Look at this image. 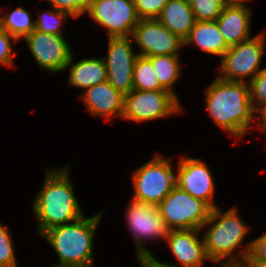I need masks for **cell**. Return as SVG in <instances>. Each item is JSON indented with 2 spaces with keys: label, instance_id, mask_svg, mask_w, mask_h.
Returning a JSON list of instances; mask_svg holds the SVG:
<instances>
[{
  "label": "cell",
  "instance_id": "cell-18",
  "mask_svg": "<svg viewBox=\"0 0 266 267\" xmlns=\"http://www.w3.org/2000/svg\"><path fill=\"white\" fill-rule=\"evenodd\" d=\"M73 52L65 70L70 69L68 84L84 91L107 81V70L103 58H83L73 63Z\"/></svg>",
  "mask_w": 266,
  "mask_h": 267
},
{
  "label": "cell",
  "instance_id": "cell-33",
  "mask_svg": "<svg viewBox=\"0 0 266 267\" xmlns=\"http://www.w3.org/2000/svg\"><path fill=\"white\" fill-rule=\"evenodd\" d=\"M260 114V120L258 125V129H260L263 132H266V108L259 112Z\"/></svg>",
  "mask_w": 266,
  "mask_h": 267
},
{
  "label": "cell",
  "instance_id": "cell-37",
  "mask_svg": "<svg viewBox=\"0 0 266 267\" xmlns=\"http://www.w3.org/2000/svg\"><path fill=\"white\" fill-rule=\"evenodd\" d=\"M244 262L249 266V267H266V263H257L251 261L248 257L244 260Z\"/></svg>",
  "mask_w": 266,
  "mask_h": 267
},
{
  "label": "cell",
  "instance_id": "cell-30",
  "mask_svg": "<svg viewBox=\"0 0 266 267\" xmlns=\"http://www.w3.org/2000/svg\"><path fill=\"white\" fill-rule=\"evenodd\" d=\"M13 41L17 42L18 40L0 26V65L8 67L14 64Z\"/></svg>",
  "mask_w": 266,
  "mask_h": 267
},
{
  "label": "cell",
  "instance_id": "cell-16",
  "mask_svg": "<svg viewBox=\"0 0 266 267\" xmlns=\"http://www.w3.org/2000/svg\"><path fill=\"white\" fill-rule=\"evenodd\" d=\"M80 97L93 116H102L110 120L115 117L122 118L124 95L115 90L108 81L86 89Z\"/></svg>",
  "mask_w": 266,
  "mask_h": 267
},
{
  "label": "cell",
  "instance_id": "cell-27",
  "mask_svg": "<svg viewBox=\"0 0 266 267\" xmlns=\"http://www.w3.org/2000/svg\"><path fill=\"white\" fill-rule=\"evenodd\" d=\"M11 232L0 223V267H17Z\"/></svg>",
  "mask_w": 266,
  "mask_h": 267
},
{
  "label": "cell",
  "instance_id": "cell-17",
  "mask_svg": "<svg viewBox=\"0 0 266 267\" xmlns=\"http://www.w3.org/2000/svg\"><path fill=\"white\" fill-rule=\"evenodd\" d=\"M250 18L252 17L248 6H224L216 22L229 47L252 38Z\"/></svg>",
  "mask_w": 266,
  "mask_h": 267
},
{
  "label": "cell",
  "instance_id": "cell-35",
  "mask_svg": "<svg viewBox=\"0 0 266 267\" xmlns=\"http://www.w3.org/2000/svg\"><path fill=\"white\" fill-rule=\"evenodd\" d=\"M246 1L248 0H223L224 5L227 6H246V4H244Z\"/></svg>",
  "mask_w": 266,
  "mask_h": 267
},
{
  "label": "cell",
  "instance_id": "cell-4",
  "mask_svg": "<svg viewBox=\"0 0 266 267\" xmlns=\"http://www.w3.org/2000/svg\"><path fill=\"white\" fill-rule=\"evenodd\" d=\"M207 225L209 229L204 234L203 240L209 261L241 262V255H236L234 251L243 243L249 232V226L242 221L237 209L233 207L222 213L218 207L213 208L201 230Z\"/></svg>",
  "mask_w": 266,
  "mask_h": 267
},
{
  "label": "cell",
  "instance_id": "cell-2",
  "mask_svg": "<svg viewBox=\"0 0 266 267\" xmlns=\"http://www.w3.org/2000/svg\"><path fill=\"white\" fill-rule=\"evenodd\" d=\"M46 171L45 182L32 205L40 235L52 227L73 222L84 216L73 191L69 166Z\"/></svg>",
  "mask_w": 266,
  "mask_h": 267
},
{
  "label": "cell",
  "instance_id": "cell-39",
  "mask_svg": "<svg viewBox=\"0 0 266 267\" xmlns=\"http://www.w3.org/2000/svg\"><path fill=\"white\" fill-rule=\"evenodd\" d=\"M137 259L140 263V267H144V256L138 257Z\"/></svg>",
  "mask_w": 266,
  "mask_h": 267
},
{
  "label": "cell",
  "instance_id": "cell-3",
  "mask_svg": "<svg viewBox=\"0 0 266 267\" xmlns=\"http://www.w3.org/2000/svg\"><path fill=\"white\" fill-rule=\"evenodd\" d=\"M102 214L99 212L89 218L82 216L72 223L52 227L41 235L59 258V264L53 266L94 265L93 240Z\"/></svg>",
  "mask_w": 266,
  "mask_h": 267
},
{
  "label": "cell",
  "instance_id": "cell-15",
  "mask_svg": "<svg viewBox=\"0 0 266 267\" xmlns=\"http://www.w3.org/2000/svg\"><path fill=\"white\" fill-rule=\"evenodd\" d=\"M198 229L169 230L166 243L170 252L179 264H171L176 267H203L205 260H209L206 252L203 236L198 238Z\"/></svg>",
  "mask_w": 266,
  "mask_h": 267
},
{
  "label": "cell",
  "instance_id": "cell-23",
  "mask_svg": "<svg viewBox=\"0 0 266 267\" xmlns=\"http://www.w3.org/2000/svg\"><path fill=\"white\" fill-rule=\"evenodd\" d=\"M134 89L154 91L165 90L156 77L151 61L145 56H138L133 71Z\"/></svg>",
  "mask_w": 266,
  "mask_h": 267
},
{
  "label": "cell",
  "instance_id": "cell-29",
  "mask_svg": "<svg viewBox=\"0 0 266 267\" xmlns=\"http://www.w3.org/2000/svg\"><path fill=\"white\" fill-rule=\"evenodd\" d=\"M168 0H134L140 20L157 19Z\"/></svg>",
  "mask_w": 266,
  "mask_h": 267
},
{
  "label": "cell",
  "instance_id": "cell-9",
  "mask_svg": "<svg viewBox=\"0 0 266 267\" xmlns=\"http://www.w3.org/2000/svg\"><path fill=\"white\" fill-rule=\"evenodd\" d=\"M108 37H130L139 22L134 0H93L86 9Z\"/></svg>",
  "mask_w": 266,
  "mask_h": 267
},
{
  "label": "cell",
  "instance_id": "cell-19",
  "mask_svg": "<svg viewBox=\"0 0 266 267\" xmlns=\"http://www.w3.org/2000/svg\"><path fill=\"white\" fill-rule=\"evenodd\" d=\"M157 19L184 41L196 22L189 0H168Z\"/></svg>",
  "mask_w": 266,
  "mask_h": 267
},
{
  "label": "cell",
  "instance_id": "cell-21",
  "mask_svg": "<svg viewBox=\"0 0 266 267\" xmlns=\"http://www.w3.org/2000/svg\"><path fill=\"white\" fill-rule=\"evenodd\" d=\"M147 58L151 61L160 85L179 100L173 90V84L181 76L179 55H157Z\"/></svg>",
  "mask_w": 266,
  "mask_h": 267
},
{
  "label": "cell",
  "instance_id": "cell-38",
  "mask_svg": "<svg viewBox=\"0 0 266 267\" xmlns=\"http://www.w3.org/2000/svg\"><path fill=\"white\" fill-rule=\"evenodd\" d=\"M51 267H95L94 265H83V266H51Z\"/></svg>",
  "mask_w": 266,
  "mask_h": 267
},
{
  "label": "cell",
  "instance_id": "cell-10",
  "mask_svg": "<svg viewBox=\"0 0 266 267\" xmlns=\"http://www.w3.org/2000/svg\"><path fill=\"white\" fill-rule=\"evenodd\" d=\"M126 212V222L135 239L137 258L151 255L152 253L145 248L143 241L166 239L169 233L158 206L132 199Z\"/></svg>",
  "mask_w": 266,
  "mask_h": 267
},
{
  "label": "cell",
  "instance_id": "cell-8",
  "mask_svg": "<svg viewBox=\"0 0 266 267\" xmlns=\"http://www.w3.org/2000/svg\"><path fill=\"white\" fill-rule=\"evenodd\" d=\"M167 90L133 89L124 95L122 119L140 122L165 118L182 112L181 103Z\"/></svg>",
  "mask_w": 266,
  "mask_h": 267
},
{
  "label": "cell",
  "instance_id": "cell-14",
  "mask_svg": "<svg viewBox=\"0 0 266 267\" xmlns=\"http://www.w3.org/2000/svg\"><path fill=\"white\" fill-rule=\"evenodd\" d=\"M176 186L188 192L194 198L206 202L212 209L217 207L213 203L215 182L209 166L201 159L182 156L179 159Z\"/></svg>",
  "mask_w": 266,
  "mask_h": 267
},
{
  "label": "cell",
  "instance_id": "cell-1",
  "mask_svg": "<svg viewBox=\"0 0 266 267\" xmlns=\"http://www.w3.org/2000/svg\"><path fill=\"white\" fill-rule=\"evenodd\" d=\"M205 95V111L217 126L229 132L235 139L247 134L253 125V119L257 117L247 81L230 82L216 77L207 87Z\"/></svg>",
  "mask_w": 266,
  "mask_h": 267
},
{
  "label": "cell",
  "instance_id": "cell-25",
  "mask_svg": "<svg viewBox=\"0 0 266 267\" xmlns=\"http://www.w3.org/2000/svg\"><path fill=\"white\" fill-rule=\"evenodd\" d=\"M196 21H216L224 8L223 0H189Z\"/></svg>",
  "mask_w": 266,
  "mask_h": 267
},
{
  "label": "cell",
  "instance_id": "cell-12",
  "mask_svg": "<svg viewBox=\"0 0 266 267\" xmlns=\"http://www.w3.org/2000/svg\"><path fill=\"white\" fill-rule=\"evenodd\" d=\"M133 41L141 50L140 56L179 55L185 41L168 30L158 19L139 20L135 26Z\"/></svg>",
  "mask_w": 266,
  "mask_h": 267
},
{
  "label": "cell",
  "instance_id": "cell-31",
  "mask_svg": "<svg viewBox=\"0 0 266 267\" xmlns=\"http://www.w3.org/2000/svg\"><path fill=\"white\" fill-rule=\"evenodd\" d=\"M54 9L67 12L73 18L79 17V0H46Z\"/></svg>",
  "mask_w": 266,
  "mask_h": 267
},
{
  "label": "cell",
  "instance_id": "cell-6",
  "mask_svg": "<svg viewBox=\"0 0 266 267\" xmlns=\"http://www.w3.org/2000/svg\"><path fill=\"white\" fill-rule=\"evenodd\" d=\"M169 230H201L212 208L177 186L158 205Z\"/></svg>",
  "mask_w": 266,
  "mask_h": 267
},
{
  "label": "cell",
  "instance_id": "cell-22",
  "mask_svg": "<svg viewBox=\"0 0 266 267\" xmlns=\"http://www.w3.org/2000/svg\"><path fill=\"white\" fill-rule=\"evenodd\" d=\"M0 26L17 40L24 39L35 30V21L28 11L22 7L14 9L4 16H0Z\"/></svg>",
  "mask_w": 266,
  "mask_h": 267
},
{
  "label": "cell",
  "instance_id": "cell-32",
  "mask_svg": "<svg viewBox=\"0 0 266 267\" xmlns=\"http://www.w3.org/2000/svg\"><path fill=\"white\" fill-rule=\"evenodd\" d=\"M144 267H176L168 263L158 261L153 254L144 256Z\"/></svg>",
  "mask_w": 266,
  "mask_h": 267
},
{
  "label": "cell",
  "instance_id": "cell-24",
  "mask_svg": "<svg viewBox=\"0 0 266 267\" xmlns=\"http://www.w3.org/2000/svg\"><path fill=\"white\" fill-rule=\"evenodd\" d=\"M69 16H71L69 13L57 9L40 12L38 19L34 20L35 29L44 33L63 36L61 25Z\"/></svg>",
  "mask_w": 266,
  "mask_h": 267
},
{
  "label": "cell",
  "instance_id": "cell-36",
  "mask_svg": "<svg viewBox=\"0 0 266 267\" xmlns=\"http://www.w3.org/2000/svg\"><path fill=\"white\" fill-rule=\"evenodd\" d=\"M220 267H249L245 262L239 263H221Z\"/></svg>",
  "mask_w": 266,
  "mask_h": 267
},
{
  "label": "cell",
  "instance_id": "cell-7",
  "mask_svg": "<svg viewBox=\"0 0 266 267\" xmlns=\"http://www.w3.org/2000/svg\"><path fill=\"white\" fill-rule=\"evenodd\" d=\"M265 33L257 34L251 39L229 47L222 56L219 67L221 80L248 83L262 70L260 64L265 52ZM246 77V78H245Z\"/></svg>",
  "mask_w": 266,
  "mask_h": 267
},
{
  "label": "cell",
  "instance_id": "cell-5",
  "mask_svg": "<svg viewBox=\"0 0 266 267\" xmlns=\"http://www.w3.org/2000/svg\"><path fill=\"white\" fill-rule=\"evenodd\" d=\"M171 160L156 154L153 159L134 171L135 195L132 199L158 205L176 186Z\"/></svg>",
  "mask_w": 266,
  "mask_h": 267
},
{
  "label": "cell",
  "instance_id": "cell-13",
  "mask_svg": "<svg viewBox=\"0 0 266 267\" xmlns=\"http://www.w3.org/2000/svg\"><path fill=\"white\" fill-rule=\"evenodd\" d=\"M24 39L41 69L53 73L65 70L72 49L64 36L44 33L35 29Z\"/></svg>",
  "mask_w": 266,
  "mask_h": 267
},
{
  "label": "cell",
  "instance_id": "cell-34",
  "mask_svg": "<svg viewBox=\"0 0 266 267\" xmlns=\"http://www.w3.org/2000/svg\"><path fill=\"white\" fill-rule=\"evenodd\" d=\"M93 0H79V17L86 13V9Z\"/></svg>",
  "mask_w": 266,
  "mask_h": 267
},
{
  "label": "cell",
  "instance_id": "cell-28",
  "mask_svg": "<svg viewBox=\"0 0 266 267\" xmlns=\"http://www.w3.org/2000/svg\"><path fill=\"white\" fill-rule=\"evenodd\" d=\"M241 250V262L248 257L257 263H266V233L248 242Z\"/></svg>",
  "mask_w": 266,
  "mask_h": 267
},
{
  "label": "cell",
  "instance_id": "cell-20",
  "mask_svg": "<svg viewBox=\"0 0 266 267\" xmlns=\"http://www.w3.org/2000/svg\"><path fill=\"white\" fill-rule=\"evenodd\" d=\"M193 44L208 54L223 56L229 49L216 21H196L185 46Z\"/></svg>",
  "mask_w": 266,
  "mask_h": 267
},
{
  "label": "cell",
  "instance_id": "cell-11",
  "mask_svg": "<svg viewBox=\"0 0 266 267\" xmlns=\"http://www.w3.org/2000/svg\"><path fill=\"white\" fill-rule=\"evenodd\" d=\"M108 37L107 57H103L107 81L123 95L129 94L134 89L133 71L134 64L139 56L133 50V38Z\"/></svg>",
  "mask_w": 266,
  "mask_h": 267
},
{
  "label": "cell",
  "instance_id": "cell-26",
  "mask_svg": "<svg viewBox=\"0 0 266 267\" xmlns=\"http://www.w3.org/2000/svg\"><path fill=\"white\" fill-rule=\"evenodd\" d=\"M248 84L254 112H260L266 108V67L262 68Z\"/></svg>",
  "mask_w": 266,
  "mask_h": 267
}]
</instances>
